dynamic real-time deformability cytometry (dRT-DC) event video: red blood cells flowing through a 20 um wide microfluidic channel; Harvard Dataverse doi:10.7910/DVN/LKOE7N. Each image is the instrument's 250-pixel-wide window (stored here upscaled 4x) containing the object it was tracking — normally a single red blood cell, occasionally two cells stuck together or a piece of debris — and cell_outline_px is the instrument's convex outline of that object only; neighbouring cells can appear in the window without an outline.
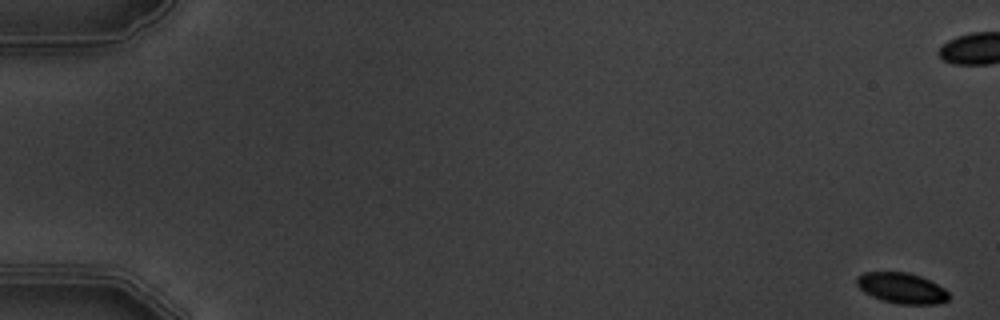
{"species": "common noctule bat (a hibernating species)", "species_latin": "Nyctalus noctula", "temperature_condition": "warm", "stored_images_in_passage": 8, "camera_frame_rate_fps": 3000, "um_per_image_px": 0.085, "animal": {"sex": "male", "body_mass_g": 19.5, "forearm_length_mm": 54.6}, "frame": {"image": 1, "passage_image": 1, "time_ms": 0.0, "image_size_px": [1000, 320], "cell_outline_px": [[948, 300], [936, 304], [900, 304], [884, 300], [872, 296], [864, 292], [856, 284], [856, 276], [864, 272], [908, 272], [920, 276], [944, 288], [948, 292]], "centroid_in_image_um": [76.62, 24.48], "position_along_channel_um": 8.4, "area_um2": 16.3}}